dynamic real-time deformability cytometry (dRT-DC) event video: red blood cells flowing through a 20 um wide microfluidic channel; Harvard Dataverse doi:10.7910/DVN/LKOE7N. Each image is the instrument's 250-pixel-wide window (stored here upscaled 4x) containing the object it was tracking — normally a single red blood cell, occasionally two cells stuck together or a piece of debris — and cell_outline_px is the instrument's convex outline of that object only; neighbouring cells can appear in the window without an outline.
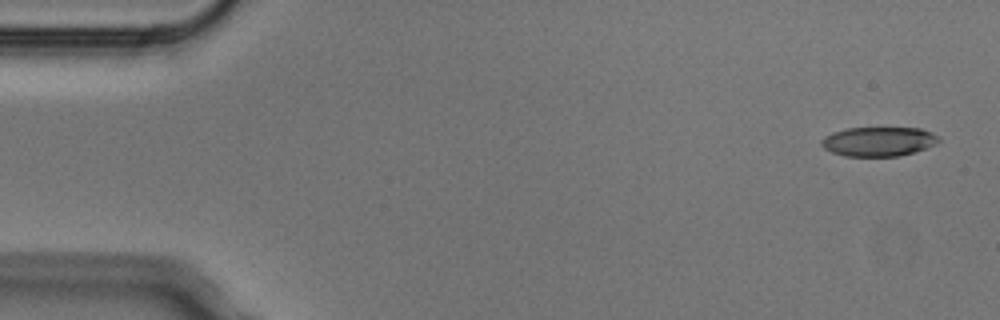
{"species": "Egyptian fruit bat (a non-hibernating species)", "species_latin": "Rousettus aegyptiacus", "temperature_condition": "cold", "stored_images_in_passage": 5, "camera_frame_rate_fps": 3000, "um_per_image_px": 0.085, "animal": {"sex": "male"}, "frame": {"image": 1, "passage_image": 1, "time_ms": 0.0, "image_size_px": [1000, 320], "cell_outline_px": [[940, 140], [936, 144], [900, 156], [844, 156], [832, 152], [824, 148], [820, 144], [820, 140], [824, 136], [832, 132], [848, 128], [920, 128], [932, 132], [940, 136]], "centroid_in_image_um": [74.66, 12.02], "position_along_channel_um": 10.3, "area_um2": 20.11}}
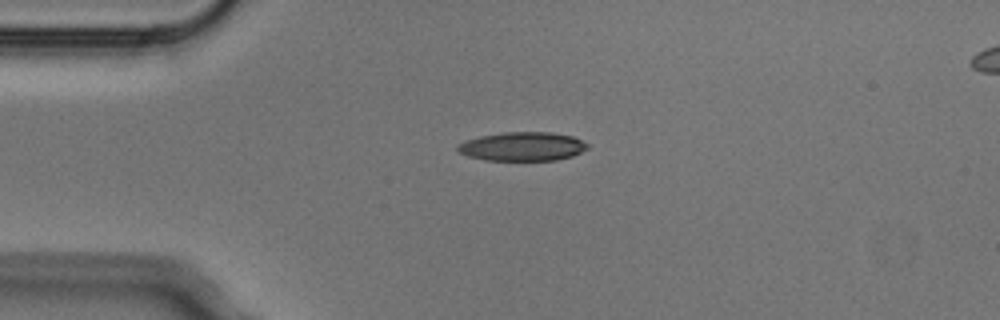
{"frame": {"image": 2, "passage_image": 4, "time_ms": 1.0, "image_size_px": [1000, 320], "cell_outline_px": [[588, 148], [572, 156], [556, 160], [484, 160], [468, 156], [460, 152], [456, 148], [456, 144], [464, 140], [480, 136], [504, 132], [552, 132], [572, 136], [588, 144]], "centroid_in_image_um": [44.37, 12.44], "position_along_channel_um": 40.6, "area_um2": 21.85}}